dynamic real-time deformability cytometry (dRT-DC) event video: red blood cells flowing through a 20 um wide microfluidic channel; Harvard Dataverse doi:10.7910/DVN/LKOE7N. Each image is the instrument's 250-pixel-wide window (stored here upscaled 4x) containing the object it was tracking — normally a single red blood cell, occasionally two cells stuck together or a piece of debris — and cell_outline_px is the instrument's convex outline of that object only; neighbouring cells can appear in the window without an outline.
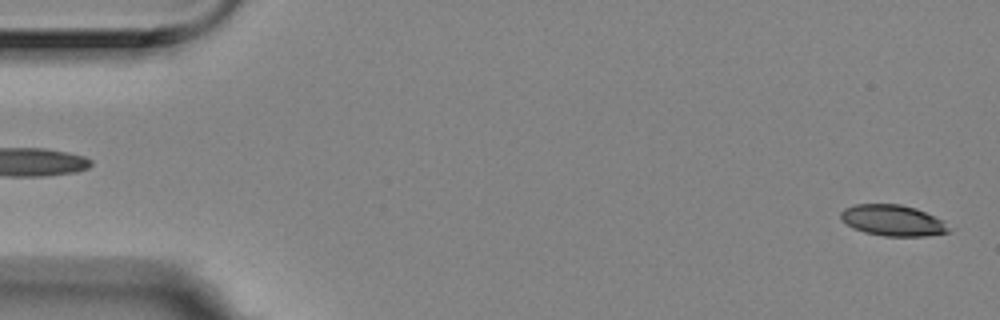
{"species": "Egyptian fruit bat (a non-hibernating species)", "species_latin": "Rousettus aegyptiacus", "temperature_condition": "room temperature", "stored_images_in_passage": 5, "segment_of_instrument_passage": [2, 2], "camera_frame_rate_fps": 3000, "um_per_image_px": 0.085, "animal": {"sex": "female"}, "frame": {"image": 1, "passage_image": 5, "time_ms": 1.333, "image_size_px": [1000, 320], "cell_outline_px": [[952, 232], [924, 236], [884, 236], [864, 232], [852, 228], [840, 220], [840, 212], [844, 208], [856, 204], [900, 204], [916, 208], [944, 220]], "centroid_in_image_um": [75.88, 18.74], "position_along_channel_um": 9.1, "area_um2": 19.77}}